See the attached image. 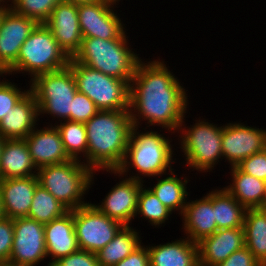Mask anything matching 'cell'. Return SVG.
Listing matches in <instances>:
<instances>
[{"label": "cell", "instance_id": "9a60e30c", "mask_svg": "<svg viewBox=\"0 0 266 266\" xmlns=\"http://www.w3.org/2000/svg\"><path fill=\"white\" fill-rule=\"evenodd\" d=\"M39 23L9 8L0 23V67L7 72L18 58L24 41Z\"/></svg>", "mask_w": 266, "mask_h": 266}, {"label": "cell", "instance_id": "bcb514c9", "mask_svg": "<svg viewBox=\"0 0 266 266\" xmlns=\"http://www.w3.org/2000/svg\"><path fill=\"white\" fill-rule=\"evenodd\" d=\"M1 5H9V1L8 0H0V6Z\"/></svg>", "mask_w": 266, "mask_h": 266}, {"label": "cell", "instance_id": "484cf974", "mask_svg": "<svg viewBox=\"0 0 266 266\" xmlns=\"http://www.w3.org/2000/svg\"><path fill=\"white\" fill-rule=\"evenodd\" d=\"M231 182L224 187L246 209H256L261 205L266 182L242 172L237 166L229 168Z\"/></svg>", "mask_w": 266, "mask_h": 266}, {"label": "cell", "instance_id": "8992f818", "mask_svg": "<svg viewBox=\"0 0 266 266\" xmlns=\"http://www.w3.org/2000/svg\"><path fill=\"white\" fill-rule=\"evenodd\" d=\"M183 118L180 124L177 140L181 149L182 157L188 169L196 170L199 173L211 172L214 167L223 160L222 155V126L210 123L206 119L195 120L193 125L186 127ZM220 159V160H219Z\"/></svg>", "mask_w": 266, "mask_h": 266}, {"label": "cell", "instance_id": "4fadbf2b", "mask_svg": "<svg viewBox=\"0 0 266 266\" xmlns=\"http://www.w3.org/2000/svg\"><path fill=\"white\" fill-rule=\"evenodd\" d=\"M222 155L229 168L243 159L266 148V129L246 126L243 122H231L222 127Z\"/></svg>", "mask_w": 266, "mask_h": 266}, {"label": "cell", "instance_id": "cb8c5ba5", "mask_svg": "<svg viewBox=\"0 0 266 266\" xmlns=\"http://www.w3.org/2000/svg\"><path fill=\"white\" fill-rule=\"evenodd\" d=\"M25 139L5 140L0 158V179L37 175Z\"/></svg>", "mask_w": 266, "mask_h": 266}, {"label": "cell", "instance_id": "f6af8a7d", "mask_svg": "<svg viewBox=\"0 0 266 266\" xmlns=\"http://www.w3.org/2000/svg\"><path fill=\"white\" fill-rule=\"evenodd\" d=\"M3 217H4V213H3L1 193H0V219Z\"/></svg>", "mask_w": 266, "mask_h": 266}, {"label": "cell", "instance_id": "e0dca14e", "mask_svg": "<svg viewBox=\"0 0 266 266\" xmlns=\"http://www.w3.org/2000/svg\"><path fill=\"white\" fill-rule=\"evenodd\" d=\"M36 126L25 138L32 161L37 169L71 160L65 151L61 135L53 123ZM42 128V129H41Z\"/></svg>", "mask_w": 266, "mask_h": 266}, {"label": "cell", "instance_id": "f35d334b", "mask_svg": "<svg viewBox=\"0 0 266 266\" xmlns=\"http://www.w3.org/2000/svg\"><path fill=\"white\" fill-rule=\"evenodd\" d=\"M217 266H262L250 250L244 246L243 248L233 252L226 260Z\"/></svg>", "mask_w": 266, "mask_h": 266}, {"label": "cell", "instance_id": "3957f363", "mask_svg": "<svg viewBox=\"0 0 266 266\" xmlns=\"http://www.w3.org/2000/svg\"><path fill=\"white\" fill-rule=\"evenodd\" d=\"M139 128L133 125L124 159L116 171L123 177L146 183L143 177L156 178L173 170V163H177L173 157L176 152L173 150V140L165 137L164 133L141 127L143 132Z\"/></svg>", "mask_w": 266, "mask_h": 266}, {"label": "cell", "instance_id": "f1b7e54d", "mask_svg": "<svg viewBox=\"0 0 266 266\" xmlns=\"http://www.w3.org/2000/svg\"><path fill=\"white\" fill-rule=\"evenodd\" d=\"M243 229L245 246L262 266H266V212L247 209Z\"/></svg>", "mask_w": 266, "mask_h": 266}, {"label": "cell", "instance_id": "7a4b0ae2", "mask_svg": "<svg viewBox=\"0 0 266 266\" xmlns=\"http://www.w3.org/2000/svg\"><path fill=\"white\" fill-rule=\"evenodd\" d=\"M85 124L87 167L93 172L117 170L133 127L129 111L99 110Z\"/></svg>", "mask_w": 266, "mask_h": 266}, {"label": "cell", "instance_id": "ee69618b", "mask_svg": "<svg viewBox=\"0 0 266 266\" xmlns=\"http://www.w3.org/2000/svg\"><path fill=\"white\" fill-rule=\"evenodd\" d=\"M4 142H5V139L0 135V158H1V152L3 149Z\"/></svg>", "mask_w": 266, "mask_h": 266}, {"label": "cell", "instance_id": "603a6c76", "mask_svg": "<svg viewBox=\"0 0 266 266\" xmlns=\"http://www.w3.org/2000/svg\"><path fill=\"white\" fill-rule=\"evenodd\" d=\"M159 245H147L150 266H199L197 243L186 236Z\"/></svg>", "mask_w": 266, "mask_h": 266}, {"label": "cell", "instance_id": "44dd1931", "mask_svg": "<svg viewBox=\"0 0 266 266\" xmlns=\"http://www.w3.org/2000/svg\"><path fill=\"white\" fill-rule=\"evenodd\" d=\"M38 120V105L33 93L29 90L0 121V135L5 140L25 139L38 125Z\"/></svg>", "mask_w": 266, "mask_h": 266}, {"label": "cell", "instance_id": "6da1fadb", "mask_svg": "<svg viewBox=\"0 0 266 266\" xmlns=\"http://www.w3.org/2000/svg\"><path fill=\"white\" fill-rule=\"evenodd\" d=\"M166 65L160 57L139 60L130 82L129 113L134 126L144 122L146 128L158 126L174 135L190 103L188 90Z\"/></svg>", "mask_w": 266, "mask_h": 266}, {"label": "cell", "instance_id": "b9f144b4", "mask_svg": "<svg viewBox=\"0 0 266 266\" xmlns=\"http://www.w3.org/2000/svg\"><path fill=\"white\" fill-rule=\"evenodd\" d=\"M10 8V5H1L0 6V23L2 21L3 16L5 15L6 11Z\"/></svg>", "mask_w": 266, "mask_h": 266}, {"label": "cell", "instance_id": "1f68e13d", "mask_svg": "<svg viewBox=\"0 0 266 266\" xmlns=\"http://www.w3.org/2000/svg\"><path fill=\"white\" fill-rule=\"evenodd\" d=\"M173 212L168 209L163 203L156 197V195L147 187L145 184L141 187L138 195L137 211L135 218H141L147 220L149 225L157 227H162V224L169 220V217ZM139 215L141 217H139Z\"/></svg>", "mask_w": 266, "mask_h": 266}, {"label": "cell", "instance_id": "ac0fdd59", "mask_svg": "<svg viewBox=\"0 0 266 266\" xmlns=\"http://www.w3.org/2000/svg\"><path fill=\"white\" fill-rule=\"evenodd\" d=\"M199 266H217L245 246L243 228L218 229L198 243Z\"/></svg>", "mask_w": 266, "mask_h": 266}, {"label": "cell", "instance_id": "7c38bea8", "mask_svg": "<svg viewBox=\"0 0 266 266\" xmlns=\"http://www.w3.org/2000/svg\"><path fill=\"white\" fill-rule=\"evenodd\" d=\"M14 236L10 266H36L47 259L44 224L28 217L13 219Z\"/></svg>", "mask_w": 266, "mask_h": 266}, {"label": "cell", "instance_id": "ffe728a7", "mask_svg": "<svg viewBox=\"0 0 266 266\" xmlns=\"http://www.w3.org/2000/svg\"><path fill=\"white\" fill-rule=\"evenodd\" d=\"M39 184L37 175L24 178L0 179V193L5 217H27Z\"/></svg>", "mask_w": 266, "mask_h": 266}, {"label": "cell", "instance_id": "7dc6e473", "mask_svg": "<svg viewBox=\"0 0 266 266\" xmlns=\"http://www.w3.org/2000/svg\"><path fill=\"white\" fill-rule=\"evenodd\" d=\"M6 72L3 70V69H0V77L3 78V77H6Z\"/></svg>", "mask_w": 266, "mask_h": 266}, {"label": "cell", "instance_id": "83f0119b", "mask_svg": "<svg viewBox=\"0 0 266 266\" xmlns=\"http://www.w3.org/2000/svg\"><path fill=\"white\" fill-rule=\"evenodd\" d=\"M213 210L217 229L243 228L247 209L224 186L213 189Z\"/></svg>", "mask_w": 266, "mask_h": 266}, {"label": "cell", "instance_id": "7bdbcfd3", "mask_svg": "<svg viewBox=\"0 0 266 266\" xmlns=\"http://www.w3.org/2000/svg\"><path fill=\"white\" fill-rule=\"evenodd\" d=\"M262 212H266V191L261 205L258 208Z\"/></svg>", "mask_w": 266, "mask_h": 266}, {"label": "cell", "instance_id": "d4e9b609", "mask_svg": "<svg viewBox=\"0 0 266 266\" xmlns=\"http://www.w3.org/2000/svg\"><path fill=\"white\" fill-rule=\"evenodd\" d=\"M165 175L166 176H157V182L152 186L150 185L148 188L156 195L164 206L170 209L173 213L177 212V214L181 216L189 198L188 194H190V192L187 191V184L191 180L187 178L189 176L183 177V174L178 178L174 169Z\"/></svg>", "mask_w": 266, "mask_h": 266}, {"label": "cell", "instance_id": "d6a6232c", "mask_svg": "<svg viewBox=\"0 0 266 266\" xmlns=\"http://www.w3.org/2000/svg\"><path fill=\"white\" fill-rule=\"evenodd\" d=\"M61 0H10V8L18 14L36 20L38 23H45L53 8Z\"/></svg>", "mask_w": 266, "mask_h": 266}, {"label": "cell", "instance_id": "9c48e42d", "mask_svg": "<svg viewBox=\"0 0 266 266\" xmlns=\"http://www.w3.org/2000/svg\"><path fill=\"white\" fill-rule=\"evenodd\" d=\"M77 91L87 95L99 110L129 111L130 84L70 58Z\"/></svg>", "mask_w": 266, "mask_h": 266}, {"label": "cell", "instance_id": "ab89813d", "mask_svg": "<svg viewBox=\"0 0 266 266\" xmlns=\"http://www.w3.org/2000/svg\"><path fill=\"white\" fill-rule=\"evenodd\" d=\"M114 266H150L147 245L141 244L129 256Z\"/></svg>", "mask_w": 266, "mask_h": 266}, {"label": "cell", "instance_id": "836d02e7", "mask_svg": "<svg viewBox=\"0 0 266 266\" xmlns=\"http://www.w3.org/2000/svg\"><path fill=\"white\" fill-rule=\"evenodd\" d=\"M7 78L0 80V121L11 111L30 89H21ZM24 90V91H23Z\"/></svg>", "mask_w": 266, "mask_h": 266}, {"label": "cell", "instance_id": "74e56055", "mask_svg": "<svg viewBox=\"0 0 266 266\" xmlns=\"http://www.w3.org/2000/svg\"><path fill=\"white\" fill-rule=\"evenodd\" d=\"M50 266H99L96 253L78 249L74 253L59 258Z\"/></svg>", "mask_w": 266, "mask_h": 266}, {"label": "cell", "instance_id": "d6986e66", "mask_svg": "<svg viewBox=\"0 0 266 266\" xmlns=\"http://www.w3.org/2000/svg\"><path fill=\"white\" fill-rule=\"evenodd\" d=\"M180 219L183 234L192 242L198 243L214 234L218 229L213 210V189L201 199H188Z\"/></svg>", "mask_w": 266, "mask_h": 266}, {"label": "cell", "instance_id": "7402d4cb", "mask_svg": "<svg viewBox=\"0 0 266 266\" xmlns=\"http://www.w3.org/2000/svg\"><path fill=\"white\" fill-rule=\"evenodd\" d=\"M45 245L50 266L79 249L74 230L73 210L44 225Z\"/></svg>", "mask_w": 266, "mask_h": 266}, {"label": "cell", "instance_id": "d590c367", "mask_svg": "<svg viewBox=\"0 0 266 266\" xmlns=\"http://www.w3.org/2000/svg\"><path fill=\"white\" fill-rule=\"evenodd\" d=\"M14 236V222L9 217L0 219V264H8Z\"/></svg>", "mask_w": 266, "mask_h": 266}, {"label": "cell", "instance_id": "f546056e", "mask_svg": "<svg viewBox=\"0 0 266 266\" xmlns=\"http://www.w3.org/2000/svg\"><path fill=\"white\" fill-rule=\"evenodd\" d=\"M58 129L66 153L71 159L83 160L87 166V133L85 124L76 121H62L54 123ZM83 157V158H82Z\"/></svg>", "mask_w": 266, "mask_h": 266}, {"label": "cell", "instance_id": "e575fe53", "mask_svg": "<svg viewBox=\"0 0 266 266\" xmlns=\"http://www.w3.org/2000/svg\"><path fill=\"white\" fill-rule=\"evenodd\" d=\"M99 109L95 103L85 94L76 92L72 100V110L70 120L86 123L89 121Z\"/></svg>", "mask_w": 266, "mask_h": 266}, {"label": "cell", "instance_id": "5bb4252c", "mask_svg": "<svg viewBox=\"0 0 266 266\" xmlns=\"http://www.w3.org/2000/svg\"><path fill=\"white\" fill-rule=\"evenodd\" d=\"M106 172L118 176L117 182L100 200L101 203H92L101 213L109 218L121 222L123 225H131L135 220L137 211L138 195L143 182L125 177L116 170H106Z\"/></svg>", "mask_w": 266, "mask_h": 266}, {"label": "cell", "instance_id": "4316f807", "mask_svg": "<svg viewBox=\"0 0 266 266\" xmlns=\"http://www.w3.org/2000/svg\"><path fill=\"white\" fill-rule=\"evenodd\" d=\"M141 239L138 229L124 225L113 240L96 253L99 266H114L119 263L143 243Z\"/></svg>", "mask_w": 266, "mask_h": 266}, {"label": "cell", "instance_id": "60d3db41", "mask_svg": "<svg viewBox=\"0 0 266 266\" xmlns=\"http://www.w3.org/2000/svg\"><path fill=\"white\" fill-rule=\"evenodd\" d=\"M65 1L71 2L74 5H80V4H91V3L98 2L100 0H65Z\"/></svg>", "mask_w": 266, "mask_h": 266}, {"label": "cell", "instance_id": "c3c4849f", "mask_svg": "<svg viewBox=\"0 0 266 266\" xmlns=\"http://www.w3.org/2000/svg\"><path fill=\"white\" fill-rule=\"evenodd\" d=\"M0 266H10L9 264H0Z\"/></svg>", "mask_w": 266, "mask_h": 266}, {"label": "cell", "instance_id": "4dcf8cb0", "mask_svg": "<svg viewBox=\"0 0 266 266\" xmlns=\"http://www.w3.org/2000/svg\"><path fill=\"white\" fill-rule=\"evenodd\" d=\"M69 211L65 205L38 184L27 217L45 225L64 216Z\"/></svg>", "mask_w": 266, "mask_h": 266}, {"label": "cell", "instance_id": "52a82bcc", "mask_svg": "<svg viewBox=\"0 0 266 266\" xmlns=\"http://www.w3.org/2000/svg\"><path fill=\"white\" fill-rule=\"evenodd\" d=\"M69 61L70 57L58 45L51 30L39 23L22 44L16 63L6 74L26 73L31 82L38 75L65 68Z\"/></svg>", "mask_w": 266, "mask_h": 266}, {"label": "cell", "instance_id": "ba28073f", "mask_svg": "<svg viewBox=\"0 0 266 266\" xmlns=\"http://www.w3.org/2000/svg\"><path fill=\"white\" fill-rule=\"evenodd\" d=\"M29 89L36 99L40 117L47 114L53 121L70 120L77 85L69 66L38 75L29 82Z\"/></svg>", "mask_w": 266, "mask_h": 266}, {"label": "cell", "instance_id": "8fae6325", "mask_svg": "<svg viewBox=\"0 0 266 266\" xmlns=\"http://www.w3.org/2000/svg\"><path fill=\"white\" fill-rule=\"evenodd\" d=\"M116 2L119 4L120 0H100L78 5V21L82 37L104 40L129 38L123 19L114 9L118 5Z\"/></svg>", "mask_w": 266, "mask_h": 266}, {"label": "cell", "instance_id": "5b68a950", "mask_svg": "<svg viewBox=\"0 0 266 266\" xmlns=\"http://www.w3.org/2000/svg\"><path fill=\"white\" fill-rule=\"evenodd\" d=\"M95 175L96 171L93 172L82 161L76 159L47 165L37 171L39 184L70 211L89 203L84 200V195L92 188Z\"/></svg>", "mask_w": 266, "mask_h": 266}, {"label": "cell", "instance_id": "2e32d148", "mask_svg": "<svg viewBox=\"0 0 266 266\" xmlns=\"http://www.w3.org/2000/svg\"><path fill=\"white\" fill-rule=\"evenodd\" d=\"M78 5L61 0L44 23L52 32L58 45L73 58L80 50L82 34L79 27Z\"/></svg>", "mask_w": 266, "mask_h": 266}, {"label": "cell", "instance_id": "30bf717a", "mask_svg": "<svg viewBox=\"0 0 266 266\" xmlns=\"http://www.w3.org/2000/svg\"><path fill=\"white\" fill-rule=\"evenodd\" d=\"M74 230L79 249L97 253L109 244L124 226L101 213L90 201L73 210Z\"/></svg>", "mask_w": 266, "mask_h": 266}, {"label": "cell", "instance_id": "277c9868", "mask_svg": "<svg viewBox=\"0 0 266 266\" xmlns=\"http://www.w3.org/2000/svg\"><path fill=\"white\" fill-rule=\"evenodd\" d=\"M128 41V38L104 40L95 37H83L80 50L73 59L130 84L141 57L135 53L137 52L135 49L130 47V41Z\"/></svg>", "mask_w": 266, "mask_h": 266}, {"label": "cell", "instance_id": "8d00e7d4", "mask_svg": "<svg viewBox=\"0 0 266 266\" xmlns=\"http://www.w3.org/2000/svg\"><path fill=\"white\" fill-rule=\"evenodd\" d=\"M237 167L242 172L266 182V148L243 159Z\"/></svg>", "mask_w": 266, "mask_h": 266}]
</instances>
